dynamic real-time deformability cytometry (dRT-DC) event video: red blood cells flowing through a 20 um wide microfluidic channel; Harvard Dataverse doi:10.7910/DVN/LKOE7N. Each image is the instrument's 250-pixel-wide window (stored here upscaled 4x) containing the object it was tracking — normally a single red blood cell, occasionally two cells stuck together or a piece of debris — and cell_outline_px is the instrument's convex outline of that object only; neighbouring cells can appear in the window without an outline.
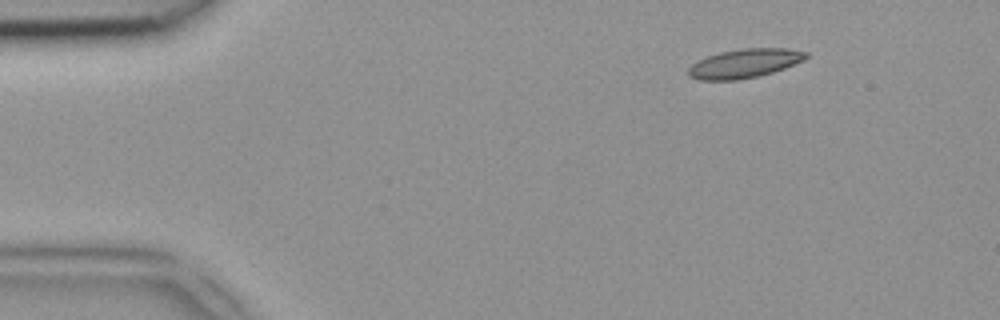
{"species": "common noctule bat (a hibernating species)", "species_latin": "Nyctalus noctula", "temperature_condition": "room temperature", "stored_images_in_passage": 42, "camera_frame_rate_fps": 3000, "um_per_image_px": 0.085, "animal": {"sex": "female", "body_mass_g": 18.4}, "frame": {"image": 1, "passage_image": 1, "time_ms": 0.0, "image_size_px": [1000, 320], "cell_outline_px": [[808, 56], [804, 60], [784, 68], [772, 72], [756, 76], [736, 80], [700, 80], [688, 76], [688, 68], [692, 64], [708, 56], [720, 52], [744, 48], [788, 48], [808, 52]], "centroid_in_image_um": [63.29, 5.38], "position_along_channel_um": 21.7, "area_um2": 19.71}}
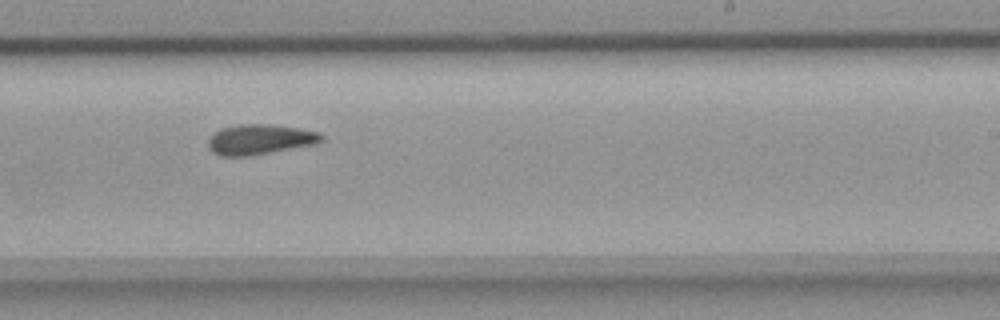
{"frame": {"image": 2, "passage_image": 24, "time_ms": 7.667, "image_size_px": [1000, 320], "cell_outline_px": [[324, 140], [316, 144], [252, 156], [220, 156], [212, 152], [208, 148], [208, 140], [216, 132], [224, 128], [240, 124], [268, 124], [296, 128], [320, 132], [324, 136]], "centroid_in_image_um": [22.12, 11.87], "position_along_channel_um": 266.9, "area_um2": 19.94}}
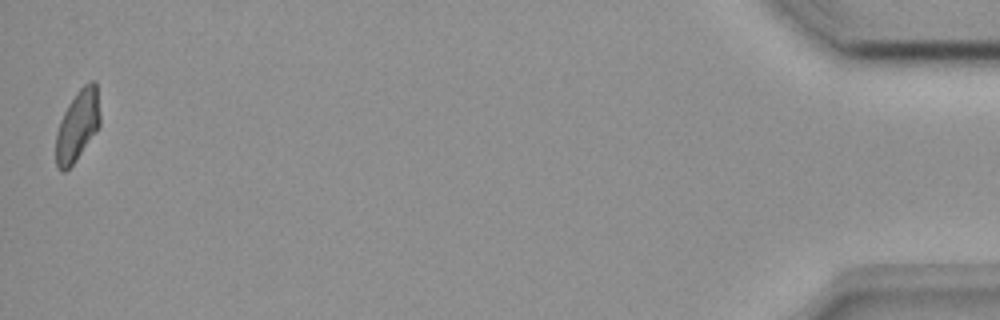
{"frame": {"image": 3, "passage_image": 42, "time_ms": 13.667, "image_size_px": [1000, 320], "cell_outline_px": [[100, 124], [96, 132], [76, 160], [64, 172], [60, 172], [56, 164], [56, 132], [60, 120], [68, 104], [76, 92], [88, 80], [96, 80], [100, 116]], "centroid_in_image_um": [6.59, 10.65], "position_along_channel_um": 428.6, "area_um2": 18.32}}